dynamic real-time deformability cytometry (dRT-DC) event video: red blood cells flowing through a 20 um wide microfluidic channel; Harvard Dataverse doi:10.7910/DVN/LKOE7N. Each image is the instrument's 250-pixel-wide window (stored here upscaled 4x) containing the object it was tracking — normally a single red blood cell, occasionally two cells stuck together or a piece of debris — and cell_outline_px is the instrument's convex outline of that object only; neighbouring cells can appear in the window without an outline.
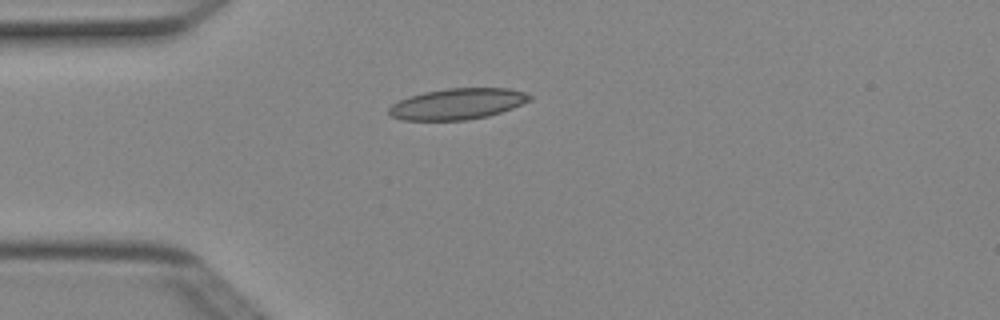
{"species": "Egyptian fruit bat (a non-hibernating species)", "species_latin": "Rousettus aegyptiacus", "temperature_condition": "cold", "stored_images_in_passage": 1, "camera_frame_rate_fps": 3000, "um_per_image_px": 0.085, "animal": {"sex": "female"}, "frame": {"image": 1, "passage_image": 1, "time_ms": 0.0, "image_size_px": [1000, 320], "cell_outline_px": [[532, 100], [512, 108], [488, 116], [464, 120], [404, 120], [392, 116], [388, 112], [388, 108], [392, 104], [408, 96], [424, 92], [448, 88], [508, 88], [524, 92], [532, 96]], "centroid_in_image_um": [38.89, 8.82], "position_along_channel_um": 46.1, "area_um2": 25.37}}